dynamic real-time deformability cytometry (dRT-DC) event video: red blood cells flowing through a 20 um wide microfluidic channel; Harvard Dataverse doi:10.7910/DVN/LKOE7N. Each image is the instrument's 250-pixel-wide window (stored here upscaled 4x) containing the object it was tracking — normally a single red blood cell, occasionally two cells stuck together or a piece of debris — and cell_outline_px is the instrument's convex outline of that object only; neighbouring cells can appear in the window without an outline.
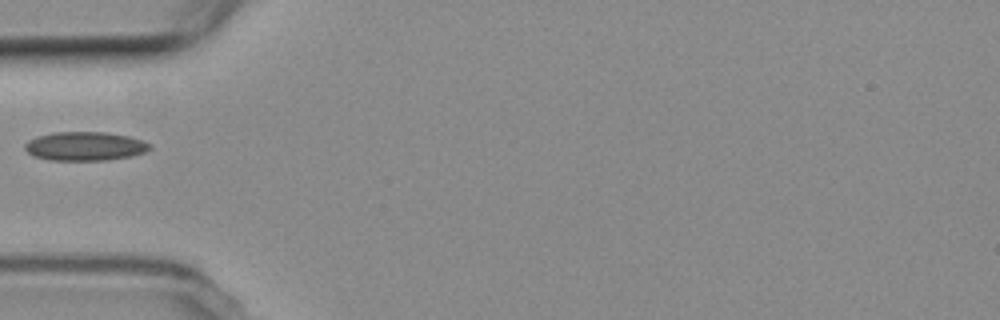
{"species": "common noctule bat (a hibernating species)", "species_latin": "Nyctalus noctula", "temperature_condition": "room temperature", "stored_images_in_passage": 5, "camera_frame_rate_fps": 3000, "um_per_image_px": 0.085, "animal": {"sex": "female", "body_mass_g": 19.3, "forearm_length_mm": 54.1}, "frame": {"image": 1, "passage_image": 1, "time_ms": 0.0, "image_size_px": [1000, 320], "cell_outline_px": [[152, 148], [144, 152], [132, 156], [104, 160], [48, 160], [32, 156], [24, 148], [24, 144], [28, 140], [36, 136], [56, 132], [104, 132], [128, 136], [144, 140], [152, 144]], "centroid_in_image_um": [7.22, 12.43], "position_along_channel_um": 77.8, "area_um2": 21.15}}
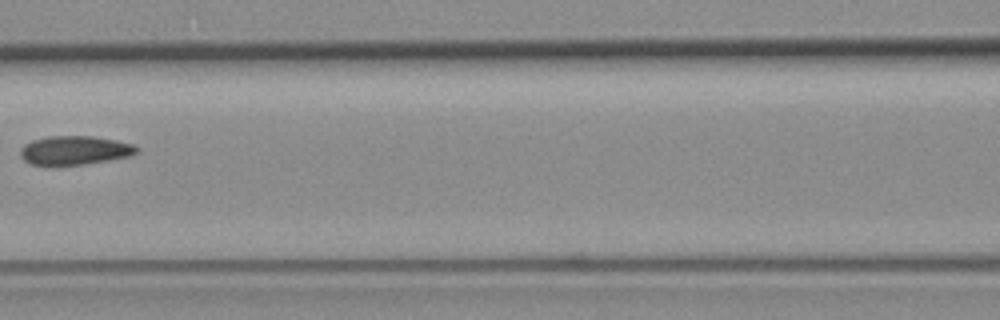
{"frame": {"image": 2, "passage_image": 3, "time_ms": 2.333, "image_size_px": [1000, 320], "cell_outline_px": [[140, 148], [136, 152], [128, 156], [108, 160], [84, 164], [32, 164], [24, 160], [20, 156], [20, 148], [24, 144], [32, 140], [48, 136], [92, 136], [116, 140], [132, 144]], "centroid_in_image_um": [6.33, 12.76], "position_along_channel_um": 160.3, "area_um2": 19.31}}
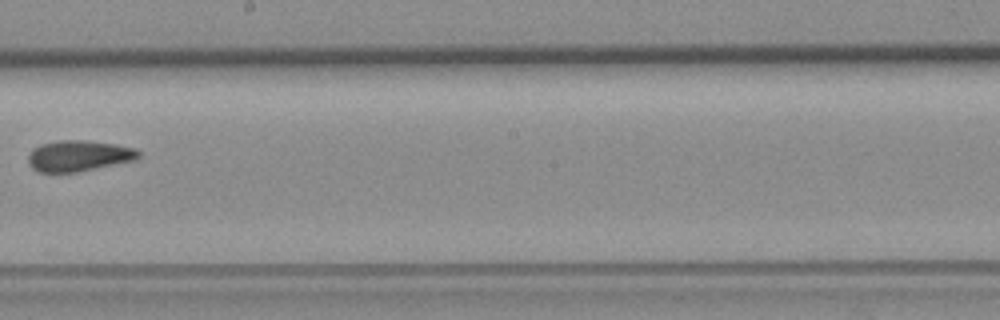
{"frame": {"image": 3, "passage_image": 5, "time_ms": 4.667, "image_size_px": [1000, 320], "cell_outline_px": [[140, 156], [136, 160], [76, 172], [40, 172], [32, 168], [28, 160], [28, 156], [32, 148], [40, 144], [60, 140], [84, 140], [116, 144], [136, 148], [140, 152]], "centroid_in_image_um": [6.7, 13.23], "position_along_channel_um": 241.5, "area_um2": 19.94}}